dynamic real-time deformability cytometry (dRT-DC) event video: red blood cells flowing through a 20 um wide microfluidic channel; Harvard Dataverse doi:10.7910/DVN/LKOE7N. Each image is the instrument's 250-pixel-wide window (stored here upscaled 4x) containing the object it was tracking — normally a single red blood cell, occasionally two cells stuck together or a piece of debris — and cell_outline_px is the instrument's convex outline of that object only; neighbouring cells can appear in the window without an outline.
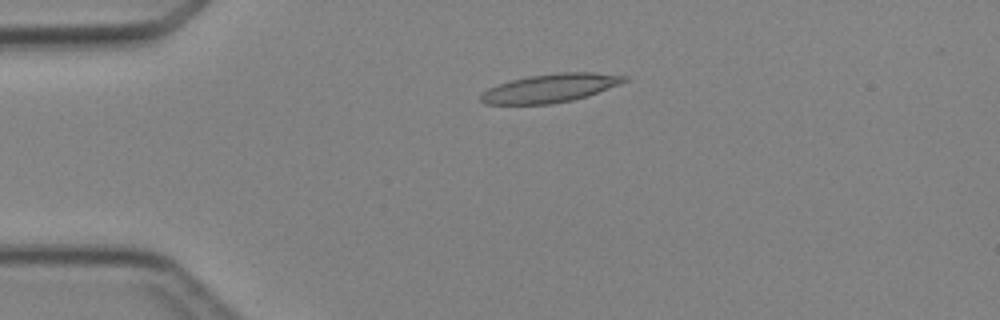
{"species": "Egyptian fruit bat (a non-hibernating species)", "species_latin": "Rousettus aegyptiacus", "temperature_condition": "cold", "stored_images_in_passage": 6, "camera_frame_rate_fps": 3000, "um_per_image_px": 0.085, "animal": {"sex": "female"}, "frame": {"image": 1, "passage_image": 4, "time_ms": 3.333, "image_size_px": [1000, 320], "cell_outline_px": [[628, 80], [620, 84], [588, 96], [572, 100], [552, 104], [484, 104], [480, 100], [480, 92], [488, 88], [512, 80], [528, 76], [560, 72], [596, 72], [628, 76]], "centroid_in_image_um": [46.78, 7.49], "position_along_channel_um": 38.2, "area_um2": 23.93}}
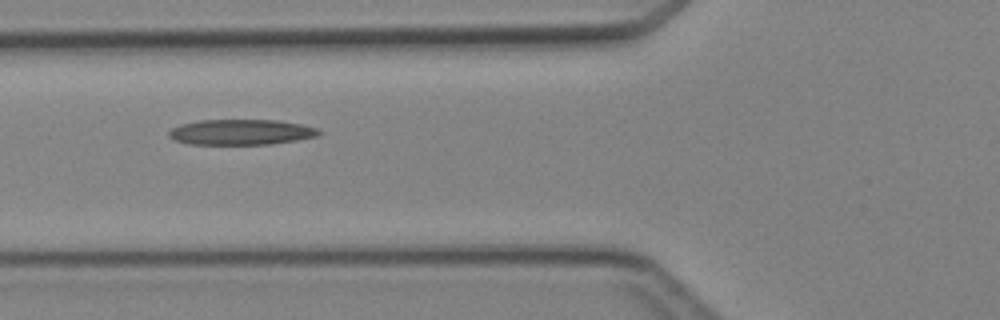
{"frame": {"image": 2, "passage_image": 6, "time_ms": 5.667, "image_size_px": [1000, 320], "cell_outline_px": [[320, 136], [272, 144], [188, 144], [176, 140], [168, 136], [168, 132], [172, 128], [180, 124], [200, 120], [280, 120], [300, 124], [316, 128], [320, 132]], "centroid_in_image_um": [20.49, 11.23], "position_along_channel_um": 105.3, "area_um2": 22.25}}